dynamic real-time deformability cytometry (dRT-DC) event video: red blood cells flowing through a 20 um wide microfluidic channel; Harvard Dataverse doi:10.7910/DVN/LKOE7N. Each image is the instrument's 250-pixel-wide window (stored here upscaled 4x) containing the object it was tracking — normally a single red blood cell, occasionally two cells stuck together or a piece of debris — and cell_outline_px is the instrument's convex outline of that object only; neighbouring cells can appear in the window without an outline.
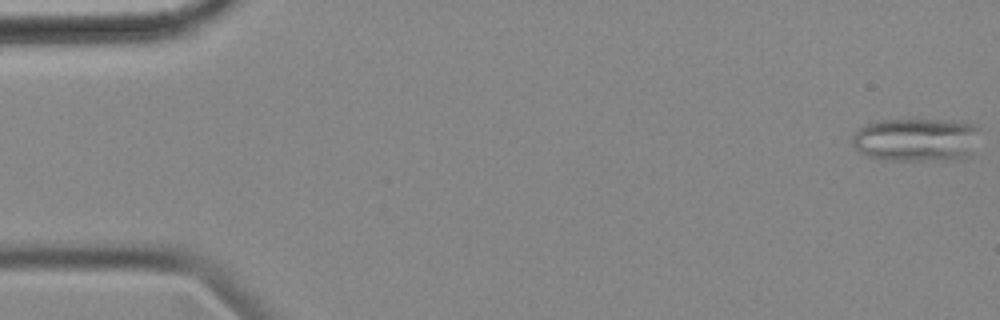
{"species": "common noctule bat (a hibernating species)", "species_latin": "Nyctalus noctula", "temperature_condition": "cold", "stored_images_in_passage": 56, "camera_frame_rate_fps": 3000, "um_per_image_px": 0.085, "animal": {"sex": "female", "body_mass_g": 18.4}, "frame": {"image": 1, "passage_image": 1, "time_ms": 0.0, "image_size_px": [1000, 320], "cell_outline_px": [[980, 128], [972, 156], [960, 160], [884, 160], [868, 156], [860, 152], [852, 144], [852, 136], [864, 124], [880, 120], [968, 120], [976, 124]], "centroid_in_image_um": [77.97, 11.87], "position_along_channel_um": 7.0, "area_um2": 33.12}}
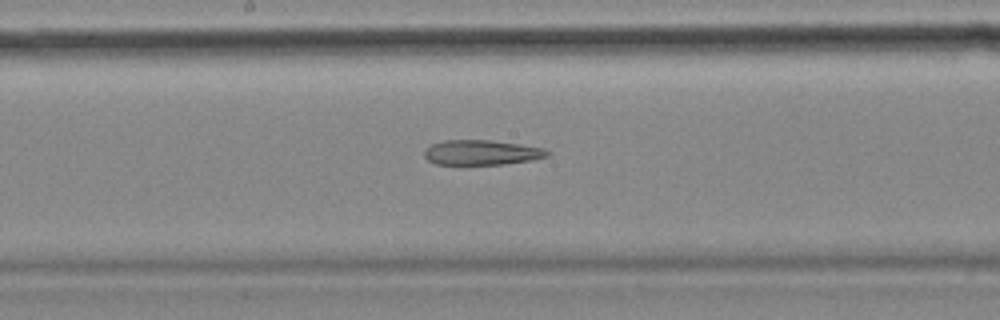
{"frame": {"image": 2, "passage_image": 29, "time_ms": 9.333, "image_size_px": [1000, 320], "cell_outline_px": [[552, 152], [548, 156], [532, 160], [504, 164], [436, 164], [428, 160], [424, 156], [424, 148], [432, 144], [444, 140], [492, 140], [544, 148]], "centroid_in_image_um": [40.94, 12.96], "position_along_channel_um": 207.3, "area_um2": 17.92}}
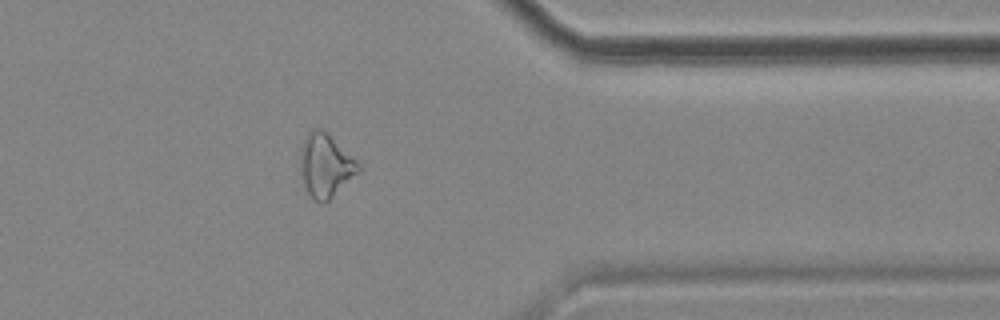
{"frame": {"image": 3, "passage_image": 45, "time_ms": 14.667, "image_size_px": [1000, 320], "cell_outline_px": [[360, 172], [324, 204], [320, 204], [312, 200], [304, 184], [300, 160], [300, 148], [308, 132], [312, 128], [324, 128], [360, 164]], "centroid_in_image_um": [27.67, 14.06], "position_along_channel_um": 383.7, "area_um2": 21.62}}